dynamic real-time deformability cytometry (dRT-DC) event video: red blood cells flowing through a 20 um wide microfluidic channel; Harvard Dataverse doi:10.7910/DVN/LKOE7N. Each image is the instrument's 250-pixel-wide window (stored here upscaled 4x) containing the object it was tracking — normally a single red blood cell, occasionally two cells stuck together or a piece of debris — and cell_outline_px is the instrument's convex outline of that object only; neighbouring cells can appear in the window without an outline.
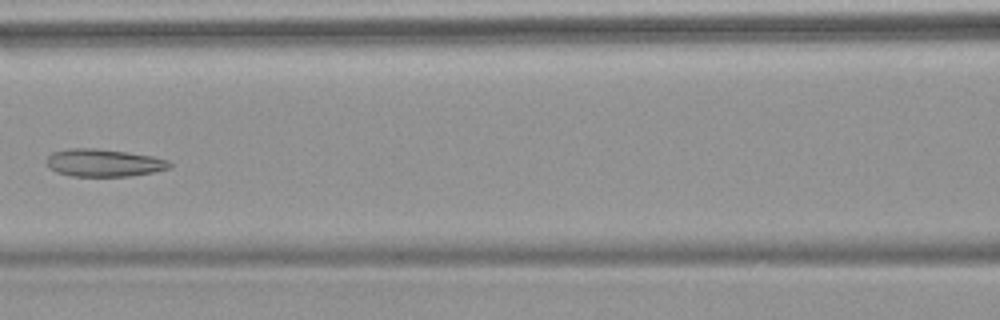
{"species": "common noctule bat (a hibernating species)", "species_latin": "Nyctalus noctula", "temperature_condition": "warm", "stored_images_in_passage": 8, "camera_frame_rate_fps": 3000, "um_per_image_px": 0.085, "animal": {"sex": "female", "body_mass_g": 18.4}, "frame": {"image": 1, "passage_image": 7, "time_ms": 8.0, "image_size_px": [1000, 320], "cell_outline_px": [[172, 164], [168, 168], [152, 172], [128, 176], [72, 176], [56, 172], [48, 168], [44, 160], [52, 152], [68, 148], [96, 148], [152, 156], [168, 160]], "centroid_in_image_um": [8.74, 13.83], "position_along_channel_um": 157.9, "area_um2": 19.77}}
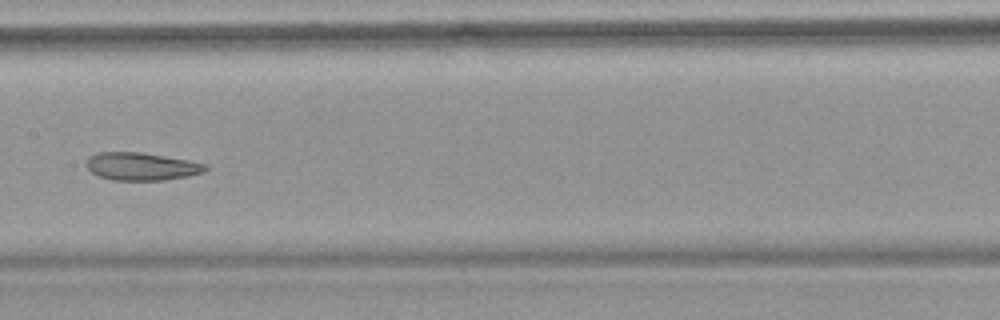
{"frame": {"image": 2, "passage_image": 8, "time_ms": 9.0, "image_size_px": [1000, 320], "cell_outline_px": [[208, 168], [204, 172], [188, 176], [164, 180], [112, 180], [100, 176], [92, 172], [88, 168], [88, 156], [96, 152], [140, 152], [188, 160], [204, 164]], "centroid_in_image_um": [12.02, 14.14], "position_along_channel_um": 195.4, "area_um2": 19.07}}